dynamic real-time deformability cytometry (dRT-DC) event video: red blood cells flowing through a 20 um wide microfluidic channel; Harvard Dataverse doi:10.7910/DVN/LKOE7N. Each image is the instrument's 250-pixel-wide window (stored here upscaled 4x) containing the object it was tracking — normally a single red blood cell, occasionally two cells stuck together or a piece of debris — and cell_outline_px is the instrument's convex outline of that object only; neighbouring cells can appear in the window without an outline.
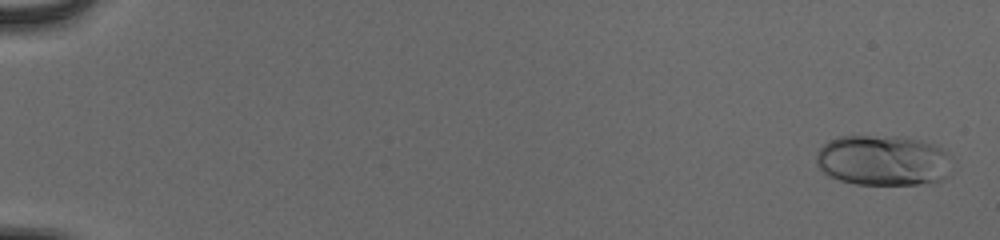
{"species": "human", "species_latin": "Homo sapiens", "temperature_condition": "cold", "stored_images_in_passage": 55, "camera_frame_rate_fps": 3000, "um_per_image_px": 0.085, "donor": {"sex": "male"}, "frame": {"image": 1, "passage_image": 2, "time_ms": 0.333, "image_size_px": [1000, 240], "cell_outline_px": [[948, 152], [944, 176], [940, 180], [932, 184], [856, 184], [840, 180], [828, 176], [816, 164], [816, 152], [828, 140], [840, 136], [900, 136], [932, 144], [944, 148]], "centroid_in_image_um": [74.98, 13.63], "position_along_channel_um": 10.0, "area_um2": 39.71}}
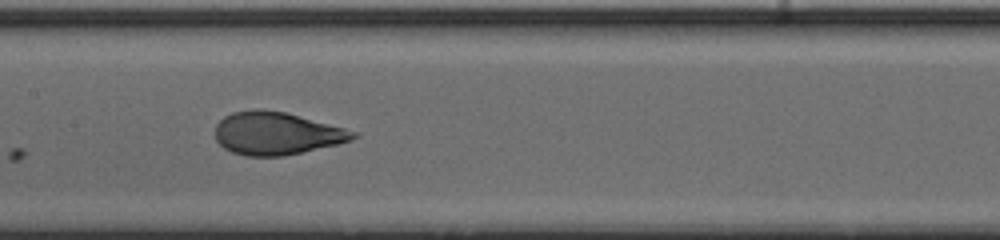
{"frame": {"image": 2, "passage_image": 30, "time_ms": 9.667, "image_size_px": [1000, 240], "cell_outline_px": [[360, 136], [352, 140], [336, 144], [300, 152], [280, 156], [244, 156], [232, 152], [224, 148], [216, 140], [216, 124], [224, 116], [232, 112], [252, 108], [260, 108], [284, 112], [360, 132]], "centroid_in_image_um": [23.49, 11.32], "position_along_channel_um": 183.9, "area_um2": 34.33}}
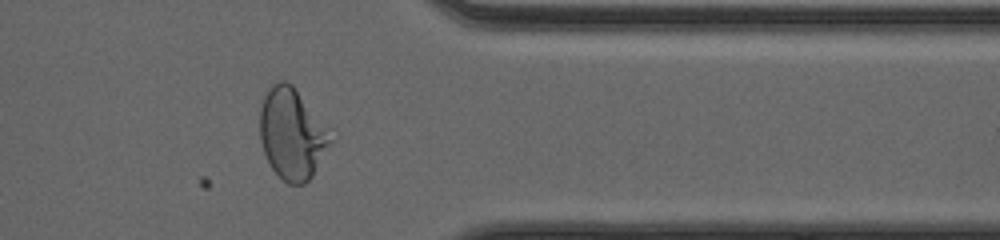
{"frame": {"image": 3, "passage_image": 46, "time_ms": 15.0, "image_size_px": [1000, 240], "cell_outline_px": [[336, 140], [312, 176], [304, 184], [288, 184], [272, 168], [264, 152], [260, 140], [260, 108], [264, 96], [268, 88], [272, 84], [280, 80], [288, 80], [292, 84], [332, 128]], "centroid_in_image_um": [24.9, 11.34], "position_along_channel_um": 386.5, "area_um2": 38.55}, "authors_computed_cell_mechanics": {"area_um2": 35.1424, "velocity_mm_per_s": 3.9335, "shape_relaxation_time_tau1_ms": 4.6591, "shape_relaxation_time_tau2_ms": null, "deformation_change_tau1": 0.2019, "deformation_change_tau2": null}}